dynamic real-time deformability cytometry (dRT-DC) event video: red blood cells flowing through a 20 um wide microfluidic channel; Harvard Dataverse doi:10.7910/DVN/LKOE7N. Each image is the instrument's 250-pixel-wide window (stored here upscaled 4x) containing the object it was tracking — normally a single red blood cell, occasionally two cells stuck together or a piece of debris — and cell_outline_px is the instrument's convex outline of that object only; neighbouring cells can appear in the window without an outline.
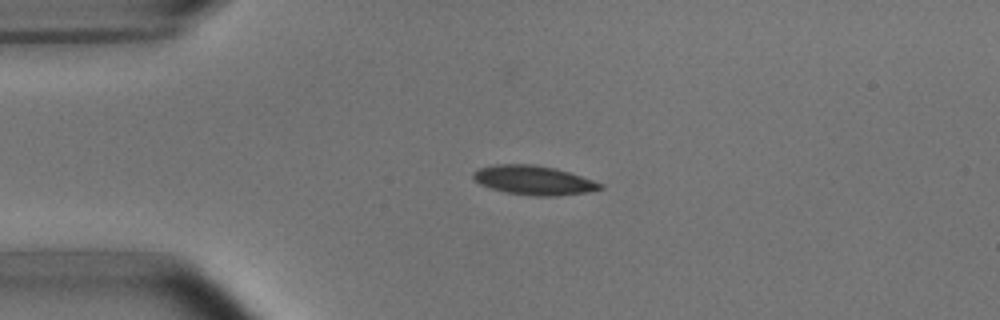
{"species": "common noctule bat (a hibernating species)", "species_latin": "Nyctalus noctula", "temperature_condition": "room temperature", "stored_images_in_passage": 6, "camera_frame_rate_fps": 3000, "um_per_image_px": 0.085, "animal": {"sex": "male", "body_mass_g": 15.6}, "frame": {"image": 1, "passage_image": 1, "time_ms": 0.0, "image_size_px": [1000, 320], "cell_outline_px": [[604, 188], [588, 192], [556, 196], [532, 196], [504, 192], [480, 184], [472, 176], [472, 172], [480, 168], [496, 164], [532, 164], [556, 168], [604, 184]], "centroid_in_image_um": [45.37, 15.32], "position_along_channel_um": 39.6, "area_um2": 21.56}}
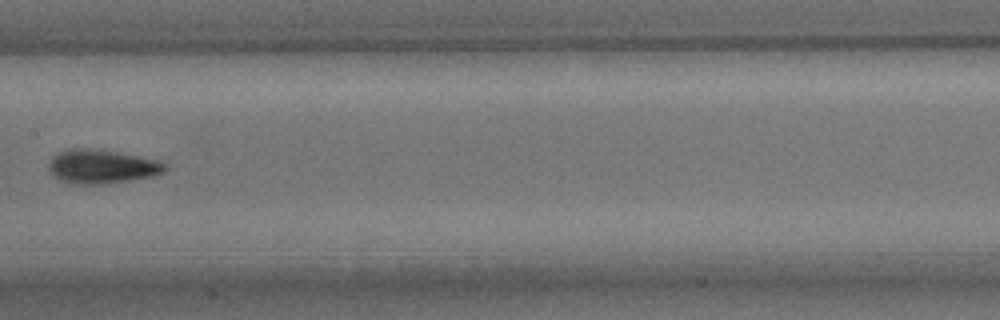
{"frame": {"image": 2, "passage_image": 5, "time_ms": 5.0, "image_size_px": [1000, 320], "cell_outline_px": [[164, 172], [152, 176], [128, 180], [100, 184], [68, 184], [52, 176], [48, 168], [48, 164], [52, 156], [68, 148], [88, 148], [120, 152], [160, 160], [164, 164]], "centroid_in_image_um": [8.59, 14.15], "position_along_channel_um": 198.8, "area_um2": 23.06}}
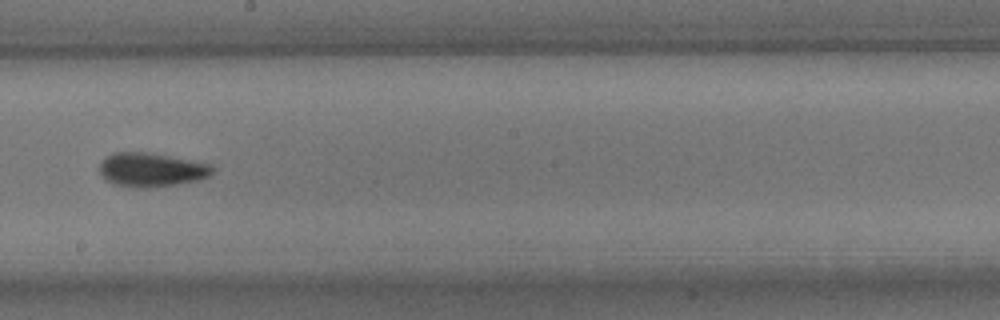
{"frame": {"image": 3, "passage_image": 6, "time_ms": 6.0, "image_size_px": [1000, 320], "cell_outline_px": [[216, 168], [208, 176], [200, 180], [176, 184], [148, 188], [136, 188], [112, 184], [104, 180], [100, 172], [100, 164], [108, 156], [116, 152], [144, 152], [168, 156], [212, 164]], "centroid_in_image_um": [12.87, 14.45], "position_along_channel_um": 235.3, "area_um2": 22.31}}